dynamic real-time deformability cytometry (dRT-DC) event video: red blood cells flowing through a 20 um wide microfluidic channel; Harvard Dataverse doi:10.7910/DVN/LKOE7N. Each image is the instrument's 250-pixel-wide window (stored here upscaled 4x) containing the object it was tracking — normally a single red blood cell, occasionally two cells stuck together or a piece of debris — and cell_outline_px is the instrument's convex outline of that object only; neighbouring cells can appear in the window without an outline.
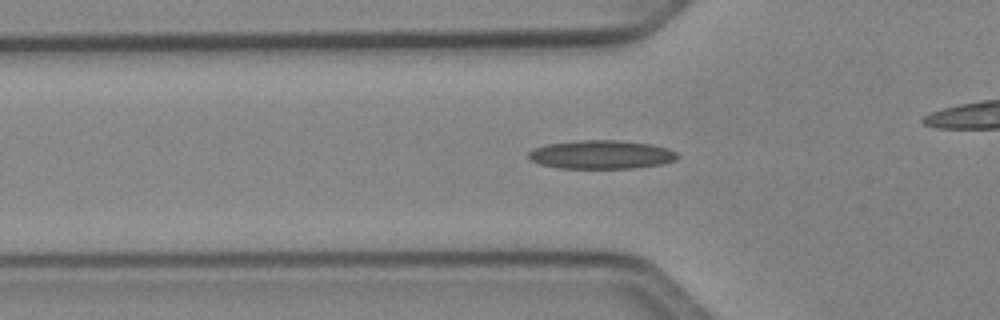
{"species": "Egyptian fruit bat (a non-hibernating species)", "species_latin": "Rousettus aegyptiacus", "temperature_condition": "cold", "stored_images_in_passage": 38, "camera_frame_rate_fps": 3000, "um_per_image_px": 0.085, "animal": {"sex": "female"}, "frame": {"image": 1, "passage_image": 14, "time_ms": 4.333, "image_size_px": [1000, 320], "cell_outline_px": [[680, 156], [676, 160], [660, 164], [632, 168], [560, 168], [540, 164], [532, 160], [528, 156], [528, 152], [532, 148], [548, 144], [580, 140], [620, 140], [652, 144], [668, 148], [676, 152]], "centroid_in_image_um": [51.13, 13.13], "position_along_channel_um": 74.7, "area_um2": 24.85}}
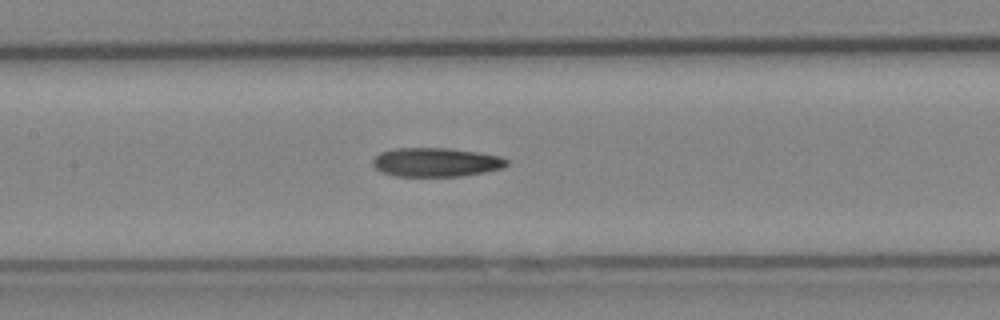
{"frame": {"image": 2, "passage_image": 21, "time_ms": 6.667, "image_size_px": [1000, 320], "cell_outline_px": [[508, 164], [504, 168], [484, 172], [460, 176], [396, 176], [380, 172], [372, 164], [372, 160], [380, 152], [396, 148], [448, 148], [476, 152], [500, 156], [508, 160]], "centroid_in_image_um": [37.05, 13.79], "position_along_channel_um": 170.4, "area_um2": 22.6}}
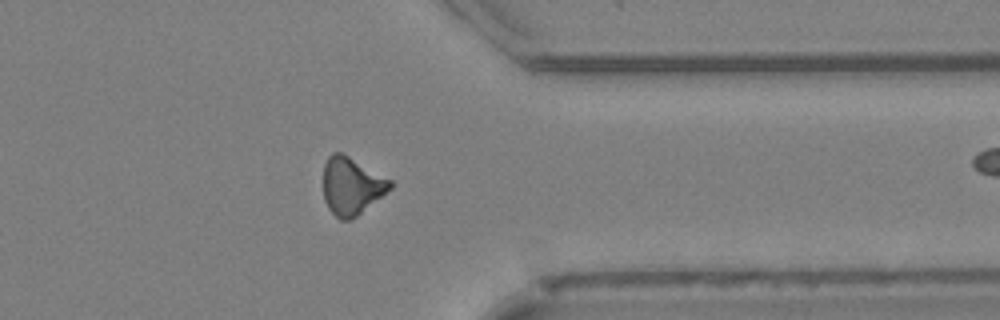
{"frame": {"image": 3, "passage_image": 37, "time_ms": 12.0, "image_size_px": [1000, 320], "cell_outline_px": [[392, 188], [356, 216], [348, 220], [340, 220], [328, 208], [324, 200], [324, 164], [328, 156], [332, 152], [344, 152], [392, 180]], "centroid_in_image_um": [29.88, 15.77], "position_along_channel_um": 381.5, "area_um2": 22.48}}